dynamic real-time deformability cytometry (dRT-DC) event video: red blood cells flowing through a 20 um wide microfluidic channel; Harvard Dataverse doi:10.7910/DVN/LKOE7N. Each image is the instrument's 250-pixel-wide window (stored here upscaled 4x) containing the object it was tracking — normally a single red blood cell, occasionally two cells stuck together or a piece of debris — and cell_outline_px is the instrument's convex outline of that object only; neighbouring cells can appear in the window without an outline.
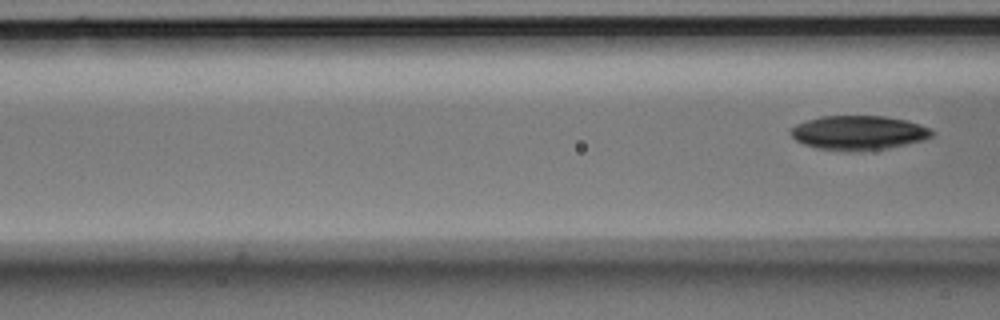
{"species": "Egyptian fruit bat (a non-hibernating species)", "species_latin": "Rousettus aegyptiacus", "temperature_condition": "room temperature", "stored_images_in_passage": 7, "segment_of_instrument_passage": [2, 2], "camera_frame_rate_fps": 3000, "um_per_image_px": 0.085, "animal": {"sex": "male"}, "frame": {"image": 1, "passage_image": 7, "time_ms": 2.0, "image_size_px": [1000, 320], "cell_outline_px": [[936, 132], [932, 136], [924, 140], [888, 148], [848, 152], [816, 148], [804, 144], [796, 140], [788, 132], [796, 124], [820, 116], [884, 116], [904, 120], [920, 124]], "centroid_in_image_um": [72.97, 11.29], "position_along_channel_um": 93.6, "area_um2": 28.26}}